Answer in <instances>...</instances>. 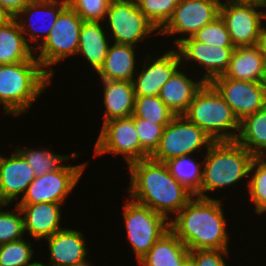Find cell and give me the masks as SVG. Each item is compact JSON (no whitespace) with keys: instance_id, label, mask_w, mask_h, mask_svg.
Returning <instances> with one entry per match:
<instances>
[{"instance_id":"obj_26","label":"cell","mask_w":266,"mask_h":266,"mask_svg":"<svg viewBox=\"0 0 266 266\" xmlns=\"http://www.w3.org/2000/svg\"><path fill=\"white\" fill-rule=\"evenodd\" d=\"M102 22L83 21L79 35L77 54L85 57L95 72L103 66L110 42L102 27Z\"/></svg>"},{"instance_id":"obj_46","label":"cell","mask_w":266,"mask_h":266,"mask_svg":"<svg viewBox=\"0 0 266 266\" xmlns=\"http://www.w3.org/2000/svg\"><path fill=\"white\" fill-rule=\"evenodd\" d=\"M186 266H193L190 261L186 264Z\"/></svg>"},{"instance_id":"obj_19","label":"cell","mask_w":266,"mask_h":266,"mask_svg":"<svg viewBox=\"0 0 266 266\" xmlns=\"http://www.w3.org/2000/svg\"><path fill=\"white\" fill-rule=\"evenodd\" d=\"M62 203L16 204L23 215L24 232L34 240L51 237L60 227Z\"/></svg>"},{"instance_id":"obj_17","label":"cell","mask_w":266,"mask_h":266,"mask_svg":"<svg viewBox=\"0 0 266 266\" xmlns=\"http://www.w3.org/2000/svg\"><path fill=\"white\" fill-rule=\"evenodd\" d=\"M84 234L78 230L63 228L51 237L45 238L50 250L46 266H86L88 250Z\"/></svg>"},{"instance_id":"obj_22","label":"cell","mask_w":266,"mask_h":266,"mask_svg":"<svg viewBox=\"0 0 266 266\" xmlns=\"http://www.w3.org/2000/svg\"><path fill=\"white\" fill-rule=\"evenodd\" d=\"M190 250L169 229L138 261L139 266H186Z\"/></svg>"},{"instance_id":"obj_29","label":"cell","mask_w":266,"mask_h":266,"mask_svg":"<svg viewBox=\"0 0 266 266\" xmlns=\"http://www.w3.org/2000/svg\"><path fill=\"white\" fill-rule=\"evenodd\" d=\"M192 155H183L165 162L170 174L193 196L200 197V187L203 181V167ZM201 168V169H200Z\"/></svg>"},{"instance_id":"obj_39","label":"cell","mask_w":266,"mask_h":266,"mask_svg":"<svg viewBox=\"0 0 266 266\" xmlns=\"http://www.w3.org/2000/svg\"><path fill=\"white\" fill-rule=\"evenodd\" d=\"M223 254L228 257L229 250H191L189 253V261L193 266H227Z\"/></svg>"},{"instance_id":"obj_40","label":"cell","mask_w":266,"mask_h":266,"mask_svg":"<svg viewBox=\"0 0 266 266\" xmlns=\"http://www.w3.org/2000/svg\"><path fill=\"white\" fill-rule=\"evenodd\" d=\"M35 0H0V5L11 18H16L18 14Z\"/></svg>"},{"instance_id":"obj_16","label":"cell","mask_w":266,"mask_h":266,"mask_svg":"<svg viewBox=\"0 0 266 266\" xmlns=\"http://www.w3.org/2000/svg\"><path fill=\"white\" fill-rule=\"evenodd\" d=\"M150 64L142 65L143 69L136 73L133 79L135 96H159L162 86L180 68L181 58L177 49H171L157 59H151L147 54Z\"/></svg>"},{"instance_id":"obj_28","label":"cell","mask_w":266,"mask_h":266,"mask_svg":"<svg viewBox=\"0 0 266 266\" xmlns=\"http://www.w3.org/2000/svg\"><path fill=\"white\" fill-rule=\"evenodd\" d=\"M235 141L255 157L266 156V106L239 121Z\"/></svg>"},{"instance_id":"obj_41","label":"cell","mask_w":266,"mask_h":266,"mask_svg":"<svg viewBox=\"0 0 266 266\" xmlns=\"http://www.w3.org/2000/svg\"><path fill=\"white\" fill-rule=\"evenodd\" d=\"M258 46L260 47L262 55H263L264 60L266 62V25L264 26V28L262 30V34H261Z\"/></svg>"},{"instance_id":"obj_13","label":"cell","mask_w":266,"mask_h":266,"mask_svg":"<svg viewBox=\"0 0 266 266\" xmlns=\"http://www.w3.org/2000/svg\"><path fill=\"white\" fill-rule=\"evenodd\" d=\"M86 163L64 166L62 169L35 177L25 194L16 204H36L42 202L64 203L81 179Z\"/></svg>"},{"instance_id":"obj_35","label":"cell","mask_w":266,"mask_h":266,"mask_svg":"<svg viewBox=\"0 0 266 266\" xmlns=\"http://www.w3.org/2000/svg\"><path fill=\"white\" fill-rule=\"evenodd\" d=\"M8 204H0V245L22 239L25 234L23 215L18 205H15V211H3L1 208Z\"/></svg>"},{"instance_id":"obj_18","label":"cell","mask_w":266,"mask_h":266,"mask_svg":"<svg viewBox=\"0 0 266 266\" xmlns=\"http://www.w3.org/2000/svg\"><path fill=\"white\" fill-rule=\"evenodd\" d=\"M35 179L32 167L15 149L10 157H3L0 162V203L8 204L16 197L24 196L29 184Z\"/></svg>"},{"instance_id":"obj_11","label":"cell","mask_w":266,"mask_h":266,"mask_svg":"<svg viewBox=\"0 0 266 266\" xmlns=\"http://www.w3.org/2000/svg\"><path fill=\"white\" fill-rule=\"evenodd\" d=\"M94 151L97 156L105 153L120 154L127 166L132 162L150 158V155L141 147L132 117L103 123Z\"/></svg>"},{"instance_id":"obj_42","label":"cell","mask_w":266,"mask_h":266,"mask_svg":"<svg viewBox=\"0 0 266 266\" xmlns=\"http://www.w3.org/2000/svg\"><path fill=\"white\" fill-rule=\"evenodd\" d=\"M10 19L11 17L9 16V14L0 5V25L6 23Z\"/></svg>"},{"instance_id":"obj_3","label":"cell","mask_w":266,"mask_h":266,"mask_svg":"<svg viewBox=\"0 0 266 266\" xmlns=\"http://www.w3.org/2000/svg\"><path fill=\"white\" fill-rule=\"evenodd\" d=\"M51 80L38 60L0 65V103L4 114L18 117L27 111Z\"/></svg>"},{"instance_id":"obj_34","label":"cell","mask_w":266,"mask_h":266,"mask_svg":"<svg viewBox=\"0 0 266 266\" xmlns=\"http://www.w3.org/2000/svg\"><path fill=\"white\" fill-rule=\"evenodd\" d=\"M140 11L156 26L158 31L171 18L179 0H135Z\"/></svg>"},{"instance_id":"obj_7","label":"cell","mask_w":266,"mask_h":266,"mask_svg":"<svg viewBox=\"0 0 266 266\" xmlns=\"http://www.w3.org/2000/svg\"><path fill=\"white\" fill-rule=\"evenodd\" d=\"M123 208L127 237L134 250L135 257L139 261L148 253L156 241L170 229L169 220L149 207L133 200H126Z\"/></svg>"},{"instance_id":"obj_44","label":"cell","mask_w":266,"mask_h":266,"mask_svg":"<svg viewBox=\"0 0 266 266\" xmlns=\"http://www.w3.org/2000/svg\"><path fill=\"white\" fill-rule=\"evenodd\" d=\"M235 1H257L266 4V0H235Z\"/></svg>"},{"instance_id":"obj_6","label":"cell","mask_w":266,"mask_h":266,"mask_svg":"<svg viewBox=\"0 0 266 266\" xmlns=\"http://www.w3.org/2000/svg\"><path fill=\"white\" fill-rule=\"evenodd\" d=\"M83 21L72 8L67 6L58 16L45 42H38V46H34V52L40 50L38 57L35 58L51 77L54 74L52 65L77 54Z\"/></svg>"},{"instance_id":"obj_30","label":"cell","mask_w":266,"mask_h":266,"mask_svg":"<svg viewBox=\"0 0 266 266\" xmlns=\"http://www.w3.org/2000/svg\"><path fill=\"white\" fill-rule=\"evenodd\" d=\"M15 149L25 158L26 162L32 167L35 177L42 176L48 172L62 169L64 161L71 158H77L78 154L74 152L70 155H57L49 150H34L30 148L15 147ZM62 164V165H61Z\"/></svg>"},{"instance_id":"obj_5","label":"cell","mask_w":266,"mask_h":266,"mask_svg":"<svg viewBox=\"0 0 266 266\" xmlns=\"http://www.w3.org/2000/svg\"><path fill=\"white\" fill-rule=\"evenodd\" d=\"M183 116L214 141H235L238 135L239 120L211 83H204L197 91Z\"/></svg>"},{"instance_id":"obj_23","label":"cell","mask_w":266,"mask_h":266,"mask_svg":"<svg viewBox=\"0 0 266 266\" xmlns=\"http://www.w3.org/2000/svg\"><path fill=\"white\" fill-rule=\"evenodd\" d=\"M180 68L162 86L159 97L176 116L183 115L204 81H193Z\"/></svg>"},{"instance_id":"obj_27","label":"cell","mask_w":266,"mask_h":266,"mask_svg":"<svg viewBox=\"0 0 266 266\" xmlns=\"http://www.w3.org/2000/svg\"><path fill=\"white\" fill-rule=\"evenodd\" d=\"M136 46L113 43L110 45L103 66L97 74L101 80H120L132 82L136 78Z\"/></svg>"},{"instance_id":"obj_38","label":"cell","mask_w":266,"mask_h":266,"mask_svg":"<svg viewBox=\"0 0 266 266\" xmlns=\"http://www.w3.org/2000/svg\"><path fill=\"white\" fill-rule=\"evenodd\" d=\"M112 0H67L72 8L84 21L101 22L105 19L107 9Z\"/></svg>"},{"instance_id":"obj_20","label":"cell","mask_w":266,"mask_h":266,"mask_svg":"<svg viewBox=\"0 0 266 266\" xmlns=\"http://www.w3.org/2000/svg\"><path fill=\"white\" fill-rule=\"evenodd\" d=\"M67 6H68L67 0H35L33 3L29 4L25 9H23L16 17V20L18 21L21 27V31L25 36L26 42L28 43L29 41H31L32 43L33 41L36 40L38 41V39L41 38V41H43L42 43H44L45 40L48 38L50 31L53 29V26L58 16ZM40 13H42V16L44 13H45L44 15L46 16L48 15L46 20H44L43 22L45 23V25L46 22H49V24L46 27H42L44 29H41L40 27L35 28L34 25H32L34 23L33 22L34 20L33 19L31 20V18H33L32 16L38 14L40 15ZM23 15L24 19L25 17L27 18L24 20L25 23L23 22ZM28 21H30V23L33 22L31 24L32 26L26 25V22ZM43 22H41V24H43ZM39 33H41L40 37Z\"/></svg>"},{"instance_id":"obj_36","label":"cell","mask_w":266,"mask_h":266,"mask_svg":"<svg viewBox=\"0 0 266 266\" xmlns=\"http://www.w3.org/2000/svg\"><path fill=\"white\" fill-rule=\"evenodd\" d=\"M192 37L199 42L211 46L234 47L228 29L221 16L203 26Z\"/></svg>"},{"instance_id":"obj_45","label":"cell","mask_w":266,"mask_h":266,"mask_svg":"<svg viewBox=\"0 0 266 266\" xmlns=\"http://www.w3.org/2000/svg\"><path fill=\"white\" fill-rule=\"evenodd\" d=\"M34 266H46V265L43 264L42 262H37Z\"/></svg>"},{"instance_id":"obj_10","label":"cell","mask_w":266,"mask_h":266,"mask_svg":"<svg viewBox=\"0 0 266 266\" xmlns=\"http://www.w3.org/2000/svg\"><path fill=\"white\" fill-rule=\"evenodd\" d=\"M107 25L114 43L134 45L158 29L140 11L135 0H112L107 9Z\"/></svg>"},{"instance_id":"obj_2","label":"cell","mask_w":266,"mask_h":266,"mask_svg":"<svg viewBox=\"0 0 266 266\" xmlns=\"http://www.w3.org/2000/svg\"><path fill=\"white\" fill-rule=\"evenodd\" d=\"M195 198V199H194ZM221 201L193 196L187 204L169 220L170 230L191 250H228Z\"/></svg>"},{"instance_id":"obj_1","label":"cell","mask_w":266,"mask_h":266,"mask_svg":"<svg viewBox=\"0 0 266 266\" xmlns=\"http://www.w3.org/2000/svg\"><path fill=\"white\" fill-rule=\"evenodd\" d=\"M131 200L149 207L169 220L193 197L169 172L165 163L151 158L128 165Z\"/></svg>"},{"instance_id":"obj_24","label":"cell","mask_w":266,"mask_h":266,"mask_svg":"<svg viewBox=\"0 0 266 266\" xmlns=\"http://www.w3.org/2000/svg\"><path fill=\"white\" fill-rule=\"evenodd\" d=\"M103 83V104L106 108L103 123L114 119L131 117L134 112L135 91L133 82L101 80Z\"/></svg>"},{"instance_id":"obj_15","label":"cell","mask_w":266,"mask_h":266,"mask_svg":"<svg viewBox=\"0 0 266 266\" xmlns=\"http://www.w3.org/2000/svg\"><path fill=\"white\" fill-rule=\"evenodd\" d=\"M176 49L181 62L192 60L206 69L202 81L211 83L222 76L228 68L235 47L211 46L195 40L193 37L183 39ZM185 58V59H183ZM184 60V61H183Z\"/></svg>"},{"instance_id":"obj_4","label":"cell","mask_w":266,"mask_h":266,"mask_svg":"<svg viewBox=\"0 0 266 266\" xmlns=\"http://www.w3.org/2000/svg\"><path fill=\"white\" fill-rule=\"evenodd\" d=\"M200 197L210 198L205 192L234 185L250 177V167L255 159L245 147L236 141H214L206 150Z\"/></svg>"},{"instance_id":"obj_9","label":"cell","mask_w":266,"mask_h":266,"mask_svg":"<svg viewBox=\"0 0 266 266\" xmlns=\"http://www.w3.org/2000/svg\"><path fill=\"white\" fill-rule=\"evenodd\" d=\"M213 142L196 124L178 115L164 127L159 146L150 158L165 163L175 157L198 153L202 147L207 150Z\"/></svg>"},{"instance_id":"obj_12","label":"cell","mask_w":266,"mask_h":266,"mask_svg":"<svg viewBox=\"0 0 266 266\" xmlns=\"http://www.w3.org/2000/svg\"><path fill=\"white\" fill-rule=\"evenodd\" d=\"M221 0H179L167 23L154 34H186L173 41L175 47L220 16ZM188 35V36H187Z\"/></svg>"},{"instance_id":"obj_43","label":"cell","mask_w":266,"mask_h":266,"mask_svg":"<svg viewBox=\"0 0 266 266\" xmlns=\"http://www.w3.org/2000/svg\"><path fill=\"white\" fill-rule=\"evenodd\" d=\"M262 84L266 88V62H265L264 77H263V80H262Z\"/></svg>"},{"instance_id":"obj_21","label":"cell","mask_w":266,"mask_h":266,"mask_svg":"<svg viewBox=\"0 0 266 266\" xmlns=\"http://www.w3.org/2000/svg\"><path fill=\"white\" fill-rule=\"evenodd\" d=\"M264 69L265 60L258 44L240 46L235 47L228 68L222 76L239 81L262 82Z\"/></svg>"},{"instance_id":"obj_32","label":"cell","mask_w":266,"mask_h":266,"mask_svg":"<svg viewBox=\"0 0 266 266\" xmlns=\"http://www.w3.org/2000/svg\"><path fill=\"white\" fill-rule=\"evenodd\" d=\"M250 174L252 177L247 181V186L251 200L256 206L254 212L263 214L266 212V157H255Z\"/></svg>"},{"instance_id":"obj_33","label":"cell","mask_w":266,"mask_h":266,"mask_svg":"<svg viewBox=\"0 0 266 266\" xmlns=\"http://www.w3.org/2000/svg\"><path fill=\"white\" fill-rule=\"evenodd\" d=\"M34 249L23 238L0 245V266H34ZM32 259V260H31Z\"/></svg>"},{"instance_id":"obj_31","label":"cell","mask_w":266,"mask_h":266,"mask_svg":"<svg viewBox=\"0 0 266 266\" xmlns=\"http://www.w3.org/2000/svg\"><path fill=\"white\" fill-rule=\"evenodd\" d=\"M131 117H139L155 124L167 125L176 115L159 96H135L134 112Z\"/></svg>"},{"instance_id":"obj_37","label":"cell","mask_w":266,"mask_h":266,"mask_svg":"<svg viewBox=\"0 0 266 266\" xmlns=\"http://www.w3.org/2000/svg\"><path fill=\"white\" fill-rule=\"evenodd\" d=\"M141 147L151 156L159 146L164 127L139 117H132Z\"/></svg>"},{"instance_id":"obj_14","label":"cell","mask_w":266,"mask_h":266,"mask_svg":"<svg viewBox=\"0 0 266 266\" xmlns=\"http://www.w3.org/2000/svg\"><path fill=\"white\" fill-rule=\"evenodd\" d=\"M211 84L230 105L239 121L266 106V88L262 82L239 81L219 76Z\"/></svg>"},{"instance_id":"obj_8","label":"cell","mask_w":266,"mask_h":266,"mask_svg":"<svg viewBox=\"0 0 266 266\" xmlns=\"http://www.w3.org/2000/svg\"><path fill=\"white\" fill-rule=\"evenodd\" d=\"M266 4L257 1L226 0L221 3L220 16L230 34L234 47L259 43L266 20ZM259 9V10H258Z\"/></svg>"},{"instance_id":"obj_25","label":"cell","mask_w":266,"mask_h":266,"mask_svg":"<svg viewBox=\"0 0 266 266\" xmlns=\"http://www.w3.org/2000/svg\"><path fill=\"white\" fill-rule=\"evenodd\" d=\"M16 18L0 25V65L37 60Z\"/></svg>"}]
</instances>
